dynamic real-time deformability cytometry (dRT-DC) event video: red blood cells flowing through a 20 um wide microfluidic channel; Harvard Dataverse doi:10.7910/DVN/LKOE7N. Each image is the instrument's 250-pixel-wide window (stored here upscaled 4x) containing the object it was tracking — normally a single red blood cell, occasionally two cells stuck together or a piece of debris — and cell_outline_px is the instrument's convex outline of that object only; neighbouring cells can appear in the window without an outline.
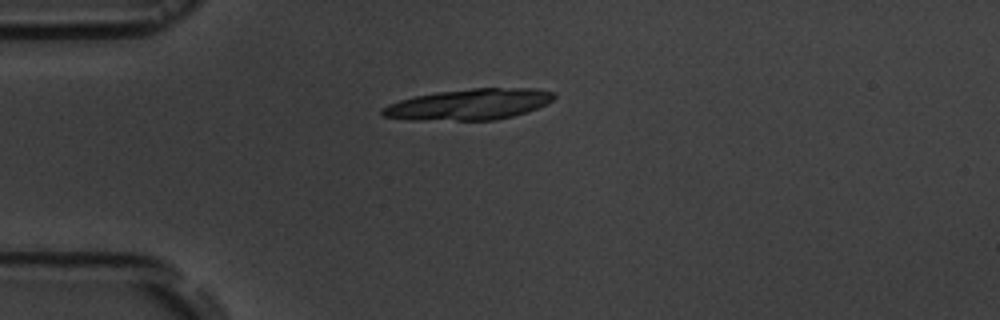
{"species": "common noctule bat (a hibernating species)", "species_latin": "Nyctalus noctula", "temperature_condition": "room temperature", "stored_images_in_passage": 3, "camera_frame_rate_fps": 3000, "um_per_image_px": 0.085, "animal": {"sex": "male", "body_mass_g": 19.5, "forearm_length_mm": 54.6}, "frame": {"image": 1, "passage_image": 1, "time_ms": 0.0, "image_size_px": [1000, 320], "cell_outline_px": [[556, 96], [552, 100], [528, 112], [496, 120], [408, 120], [384, 116], [380, 112], [380, 108], [388, 104], [412, 96], [436, 92], [472, 88], [536, 88], [556, 92]], "centroid_in_image_um": [39.86, 8.87], "position_along_channel_um": 45.1, "area_um2": 31.21}}